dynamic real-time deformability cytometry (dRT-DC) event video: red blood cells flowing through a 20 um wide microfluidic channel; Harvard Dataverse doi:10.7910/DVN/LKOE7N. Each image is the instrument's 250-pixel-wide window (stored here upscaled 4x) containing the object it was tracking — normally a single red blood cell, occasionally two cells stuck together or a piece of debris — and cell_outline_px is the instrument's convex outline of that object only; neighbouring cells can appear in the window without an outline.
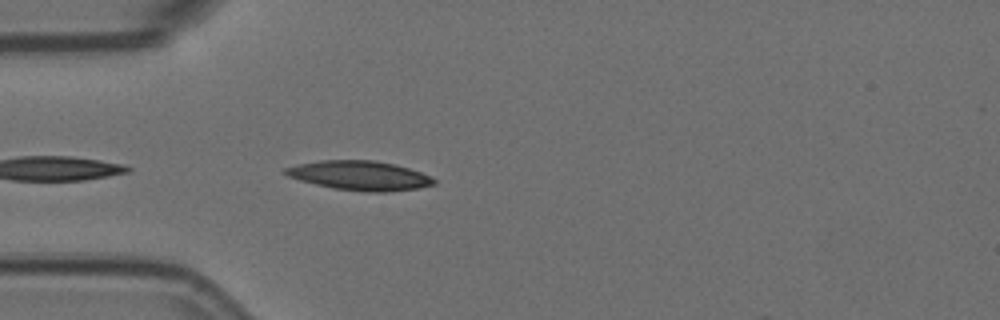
{"species": "Egyptian fruit bat (a non-hibernating species)", "species_latin": "Rousettus aegyptiacus", "temperature_condition": "room temperature", "stored_images_in_passage": 2, "camera_frame_rate_fps": 3000, "um_per_image_px": 0.085, "animal": {"sex": "female"}, "frame": {"image": 1, "passage_image": 2, "time_ms": 0.333, "image_size_px": [1000, 320], "cell_outline_px": [[436, 184], [416, 188], [384, 192], [368, 192], [332, 188], [300, 180], [288, 176], [280, 172], [284, 168], [300, 164], [320, 160], [372, 160], [396, 164], [420, 172], [436, 180]], "centroid_in_image_um": [30.54, 14.92], "position_along_channel_um": 54.5, "area_um2": 25.26}}